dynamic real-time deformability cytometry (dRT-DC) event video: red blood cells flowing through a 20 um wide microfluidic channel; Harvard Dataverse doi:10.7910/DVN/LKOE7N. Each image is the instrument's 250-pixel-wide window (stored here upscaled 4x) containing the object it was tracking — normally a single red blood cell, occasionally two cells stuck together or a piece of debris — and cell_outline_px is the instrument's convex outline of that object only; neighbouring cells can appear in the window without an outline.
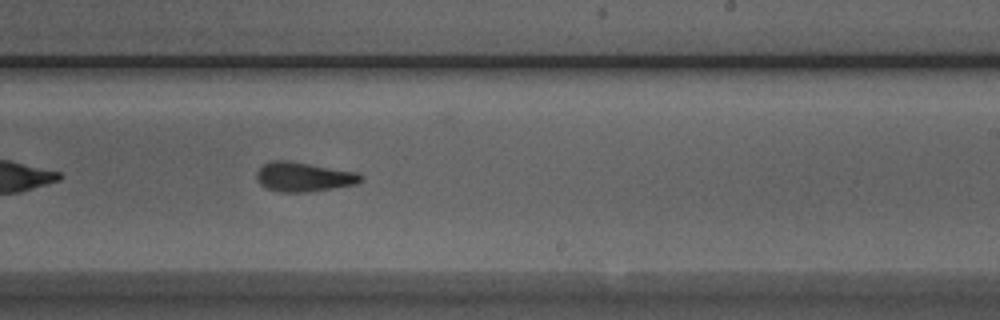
{"species": "Egyptian fruit bat (a non-hibernating species)", "species_latin": "Rousettus aegyptiacus", "temperature_condition": "room temperature", "stored_images_in_passage": 31, "camera_frame_rate_fps": 3000, "um_per_image_px": 0.085, "animal": {"sex": "male"}, "frame": {"image": 1, "passage_image": 18, "time_ms": 5.667, "image_size_px": [1000, 320], "cell_outline_px": [[364, 180], [356, 184], [308, 192], [280, 192], [268, 188], [260, 184], [256, 180], [256, 172], [268, 160], [288, 160], [356, 172], [364, 176]], "centroid_in_image_um": [25.8, 15.03], "position_along_channel_um": 263.2, "area_um2": 17.92}}
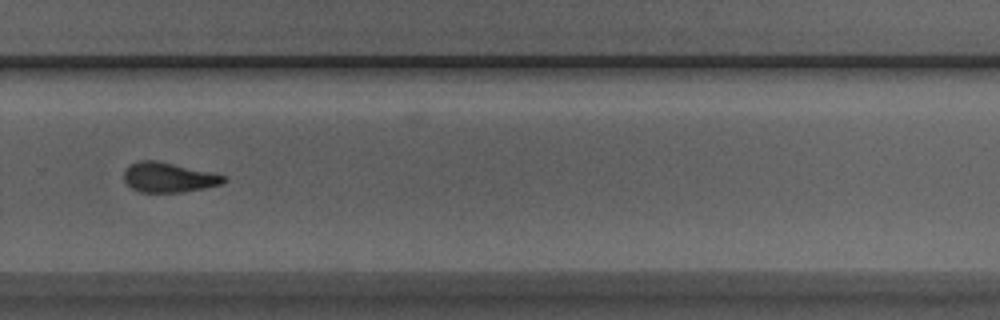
{"frame": {"image": 2, "passage_image": 22, "time_ms": 7.0, "image_size_px": [1000, 320], "cell_outline_px": [[228, 180], [224, 184], [204, 188], [180, 192], [140, 192], [132, 188], [124, 180], [124, 172], [128, 164], [140, 160], [156, 160], [212, 172], [228, 176]], "centroid_in_image_um": [14.36, 15.07], "position_along_channel_um": 315.4, "area_um2": 17.51}}